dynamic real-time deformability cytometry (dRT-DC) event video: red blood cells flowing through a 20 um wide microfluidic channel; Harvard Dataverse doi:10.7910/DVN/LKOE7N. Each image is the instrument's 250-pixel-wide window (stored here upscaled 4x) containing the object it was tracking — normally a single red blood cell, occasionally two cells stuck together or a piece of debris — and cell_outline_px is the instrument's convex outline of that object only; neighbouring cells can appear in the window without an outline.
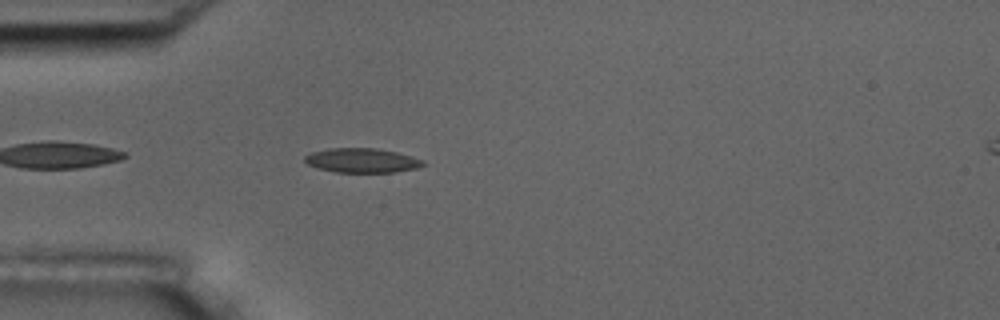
{"species": "common noctule bat (a hibernating species)", "species_latin": "Nyctalus noctula", "temperature_condition": "room temperature", "stored_images_in_passage": 5, "camera_frame_rate_fps": 3000, "um_per_image_px": 0.085, "animal": {"sex": "male", "body_mass_g": 17.5, "forearm_length_mm": 52.3}, "frame": {"image": 1, "passage_image": 5, "time_ms": 4.333, "image_size_px": [1000, 320], "cell_outline_px": [[424, 164], [416, 168], [396, 172], [336, 172], [316, 168], [308, 164], [304, 160], [304, 156], [312, 152], [328, 148], [376, 148], [396, 152], [424, 160]], "centroid_in_image_um": [30.73, 13.63], "position_along_channel_um": 54.3, "area_um2": 16.76}}